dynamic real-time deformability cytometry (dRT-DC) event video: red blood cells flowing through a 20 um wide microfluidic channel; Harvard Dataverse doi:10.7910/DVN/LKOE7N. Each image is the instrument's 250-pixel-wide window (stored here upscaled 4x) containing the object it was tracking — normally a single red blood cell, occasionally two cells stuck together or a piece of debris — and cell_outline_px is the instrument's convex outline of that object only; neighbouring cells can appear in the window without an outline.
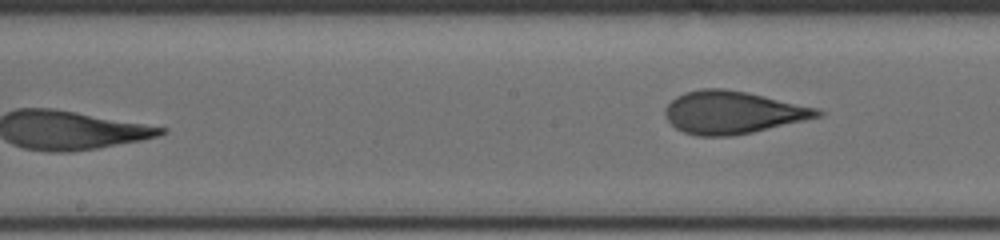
{"species": "human", "species_latin": "Homo sapiens", "temperature_condition": "cold", "stored_images_in_passage": 14, "segment_of_instrument_passage": [2, 2], "camera_frame_rate_fps": 3000, "um_per_image_px": 0.085, "donor": {"sex": "male"}, "frame": {"image": 1, "passage_image": 14, "time_ms": 7.667, "image_size_px": [1000, 240], "cell_outline_px": [[824, 116], [752, 132], [732, 136], [696, 136], [684, 132], [676, 128], [664, 116], [664, 108], [676, 96], [684, 92], [700, 88], [724, 88], [748, 92], [820, 108], [824, 112]], "centroid_in_image_um": [62.3, 9.54], "position_along_channel_um": 185.9, "area_um2": 38.21}}